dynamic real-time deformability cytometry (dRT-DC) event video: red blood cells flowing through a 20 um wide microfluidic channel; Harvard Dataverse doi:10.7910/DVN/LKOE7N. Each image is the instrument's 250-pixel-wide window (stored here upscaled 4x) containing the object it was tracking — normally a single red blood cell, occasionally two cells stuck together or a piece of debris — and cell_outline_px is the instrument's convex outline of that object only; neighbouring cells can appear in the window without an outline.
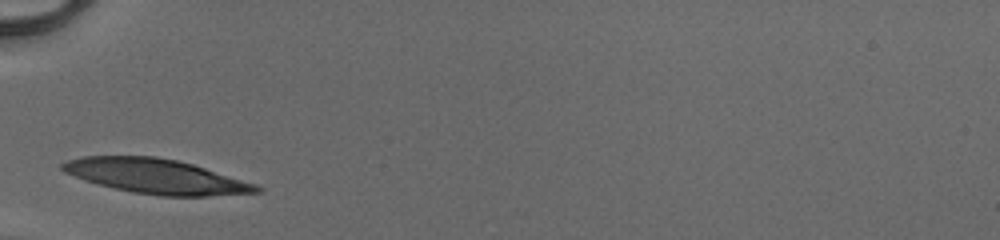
{"species": "human", "species_latin": "Homo sapiens", "temperature_condition": "cold", "stored_images_in_passage": 25, "camera_frame_rate_fps": 3000, "um_per_image_px": 0.085, "donor": {"sex": "male"}, "frame": {"image": 1, "passage_image": 1, "time_ms": 0.0, "image_size_px": [1000, 240], "cell_outline_px": [[264, 192], [208, 196], [160, 196], [132, 192], [96, 184], [84, 180], [64, 172], [60, 168], [60, 164], [68, 160], [84, 156], [156, 156], [176, 160], [192, 164], [256, 184], [264, 188]], "centroid_in_image_um": [13.27, 14.99], "position_along_channel_um": 71.7, "area_um2": 39.19}}
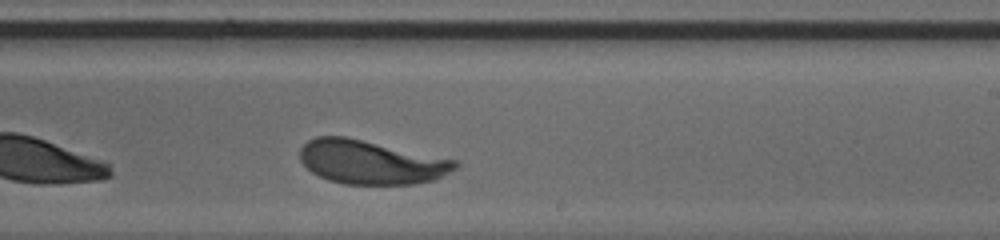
{"frame": {"image": 2, "passage_image": 15, "time_ms": 4.667, "image_size_px": [1000, 240], "cell_outline_px": [[460, 164], [456, 168], [436, 180], [416, 184], [344, 184], [328, 180], [312, 172], [300, 160], [300, 148], [308, 140], [316, 136], [344, 136], [460, 160]], "centroid_in_image_um": [31.57, 13.78], "position_along_channel_um": 257.4, "area_um2": 39.88}}
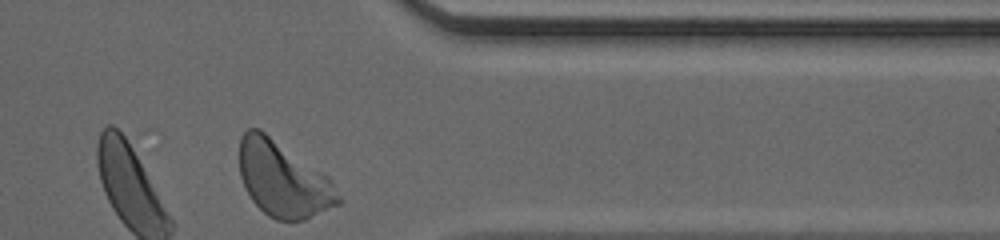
{"frame": {"image": 3, "passage_image": 25, "time_ms": 8.0, "image_size_px": [1000, 240], "cell_outline_px": [[344, 200], [340, 204], [304, 220], [276, 220], [268, 216], [252, 200], [244, 188], [240, 176], [240, 136], [248, 128], [260, 128], [328, 176], [332, 180]], "centroid_in_image_um": [24.08, 15.24], "position_along_channel_um": 387.3, "area_um2": 43.58}, "authors_computed_cell_mechanics": {"area_um2": 40.2866, "velocity_mm_per_s": 4.0496, "shape_relaxation_time_tau1_ms": 1.8126, "shape_relaxation_time_tau2_ms": null, "deformation_change_tau1": 0.134, "deformation_change_tau2": null}}